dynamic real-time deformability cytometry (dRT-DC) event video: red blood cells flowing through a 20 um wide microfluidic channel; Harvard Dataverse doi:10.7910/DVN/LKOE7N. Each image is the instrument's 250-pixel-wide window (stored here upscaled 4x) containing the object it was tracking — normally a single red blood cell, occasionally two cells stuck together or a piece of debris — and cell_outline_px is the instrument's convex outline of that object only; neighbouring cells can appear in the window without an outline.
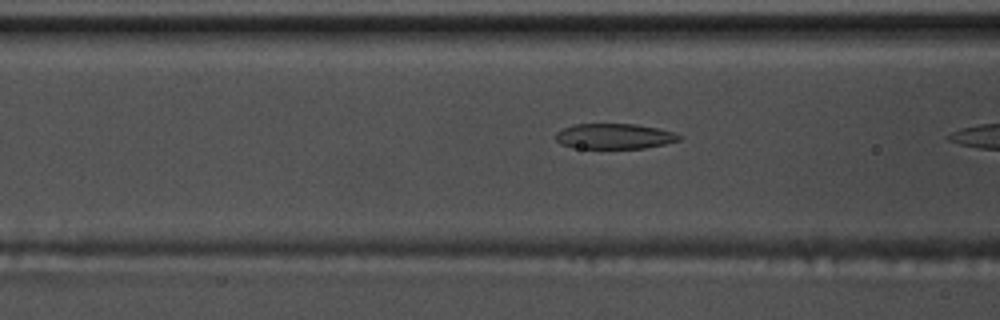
{"species": "common noctule bat (a hibernating species)", "species_latin": "Nyctalus noctula", "temperature_condition": "warm", "stored_images_in_passage": 7, "camera_frame_rate_fps": 3000, "um_per_image_px": 0.085, "animal": {"sex": "male", "body_mass_g": 17.5, "forearm_length_mm": 52.3}, "frame": {"image": 1, "passage_image": 6, "time_ms": 1.667, "image_size_px": [1000, 320], "cell_outline_px": [[680, 140], [664, 144], [644, 148], [572, 148], [560, 144], [556, 140], [556, 132], [572, 124], [636, 124], [676, 132], [680, 136]], "centroid_in_image_um": [52.19, 11.58], "position_along_channel_um": 114.4, "area_um2": 18.26}}